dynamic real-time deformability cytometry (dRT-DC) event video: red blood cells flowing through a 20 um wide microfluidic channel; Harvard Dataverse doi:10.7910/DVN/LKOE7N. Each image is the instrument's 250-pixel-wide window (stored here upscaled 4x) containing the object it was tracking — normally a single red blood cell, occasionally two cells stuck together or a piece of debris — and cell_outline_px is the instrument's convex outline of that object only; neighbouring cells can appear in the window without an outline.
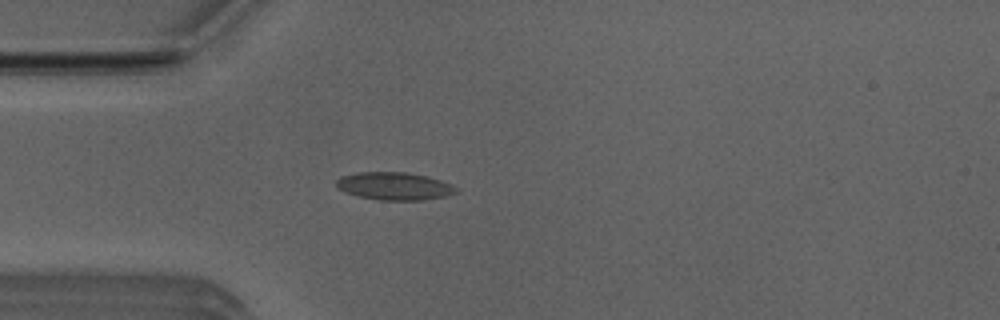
{"species": "Egyptian fruit bat (a non-hibernating species)", "species_latin": "Rousettus aegyptiacus", "temperature_condition": "room temperature", "stored_images_in_passage": 47, "camera_frame_rate_fps": 3000, "um_per_image_px": 0.085, "animal": {"sex": "male"}, "frame": {"image": 1, "passage_image": 9, "time_ms": 2.667, "image_size_px": [1000, 320], "cell_outline_px": [[460, 192], [448, 196], [424, 200], [380, 200], [356, 196], [344, 192], [336, 188], [336, 180], [340, 176], [356, 172], [404, 172], [428, 176], [440, 180], [456, 188]], "centroid_in_image_um": [33.49, 15.82], "position_along_channel_um": 51.5, "area_um2": 19.59}}
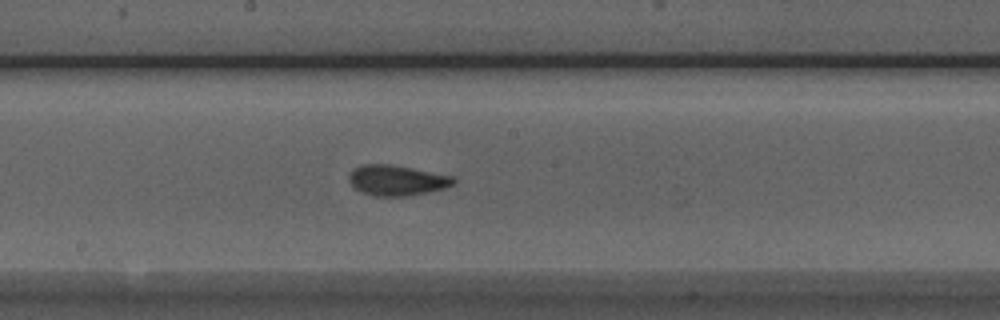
{"frame": {"image": 2, "passage_image": 22, "time_ms": 7.0, "image_size_px": [1000, 320], "cell_outline_px": [[456, 184], [444, 188], [428, 192], [408, 196], [372, 196], [360, 192], [348, 180], [348, 176], [352, 168], [360, 164], [392, 164], [452, 176], [456, 180]], "centroid_in_image_um": [33.7, 15.32], "position_along_channel_um": 214.5, "area_um2": 18.73}}
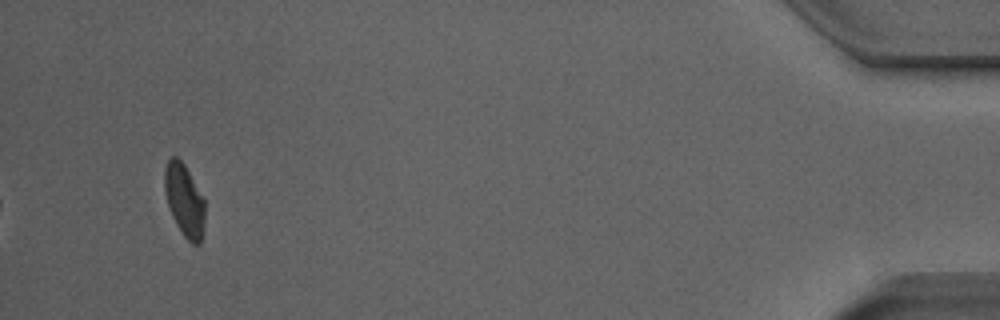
{"frame": {"image": 3, "passage_image": 44, "time_ms": 14.333, "image_size_px": [1000, 320], "cell_outline_px": [[204, 228], [200, 244], [192, 244], [184, 236], [176, 224], [172, 216], [164, 192], [164, 168], [168, 160], [172, 156], [176, 156], [184, 164], [204, 200]], "centroid_in_image_um": [15.66, 17.03], "position_along_channel_um": 419.5, "area_um2": 16.88}, "authors_computed_cell_mechanics": {"area_um2": 18.207, "velocity_mm_per_s": 3.9275, "shape_relaxation_time_tau1_ms": 5.1846, "shape_relaxation_time_tau2_ms": 0.9614, "deformation_change_tau1": 0.1182, "deformation_change_tau2": 0.0376}}